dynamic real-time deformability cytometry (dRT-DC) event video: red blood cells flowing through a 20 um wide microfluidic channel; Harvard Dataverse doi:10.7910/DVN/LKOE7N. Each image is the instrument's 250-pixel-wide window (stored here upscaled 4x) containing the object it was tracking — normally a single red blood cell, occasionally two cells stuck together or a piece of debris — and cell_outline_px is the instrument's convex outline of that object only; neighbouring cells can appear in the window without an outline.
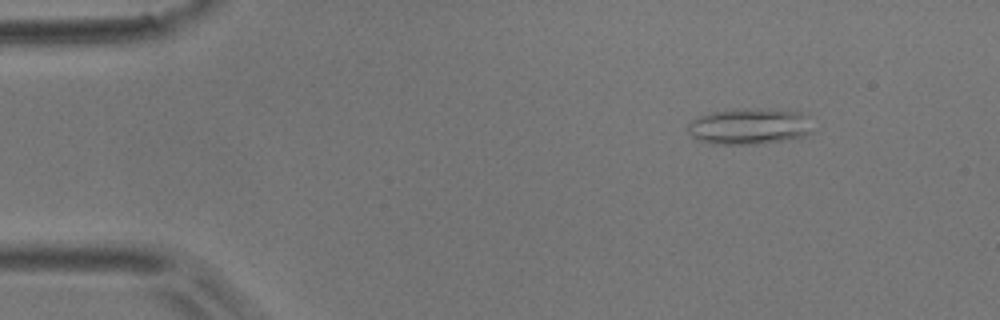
{"species": "common noctule bat (a hibernating species)", "species_latin": "Nyctalus noctula", "temperature_condition": "room temperature", "stored_images_in_passage": 4, "camera_frame_rate_fps": 3000, "um_per_image_px": 0.085, "animal": {"sex": "male", "body_mass_g": 17.9}, "frame": {"image": 1, "passage_image": 1, "time_ms": 0.0, "image_size_px": [1000, 320], "cell_outline_px": [[812, 132], [808, 136], [756, 144], [712, 144], [696, 140], [688, 132], [688, 124], [696, 116], [712, 112], [748, 108], [760, 108], [800, 112], [804, 116]], "centroid_in_image_um": [63.63, 10.75], "position_along_channel_um": 21.4, "area_um2": 26.18}}